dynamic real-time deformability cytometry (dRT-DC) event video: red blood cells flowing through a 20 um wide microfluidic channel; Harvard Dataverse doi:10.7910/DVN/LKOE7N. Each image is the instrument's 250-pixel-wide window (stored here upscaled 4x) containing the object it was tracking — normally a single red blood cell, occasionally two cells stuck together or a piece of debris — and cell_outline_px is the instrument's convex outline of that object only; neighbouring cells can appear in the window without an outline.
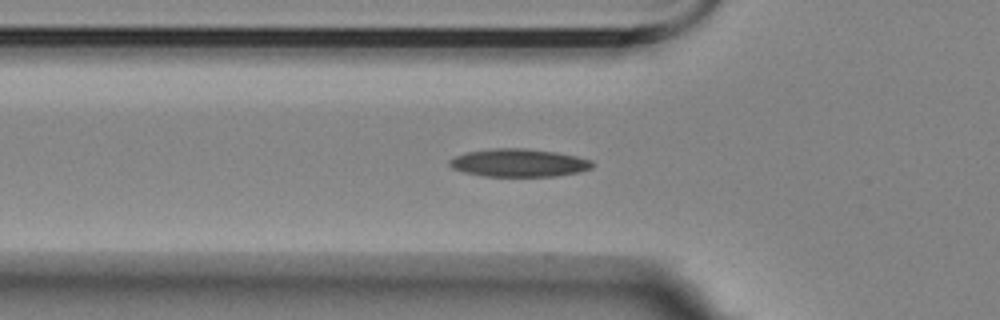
{"species": "Egyptian fruit bat (a non-hibernating species)", "species_latin": "Rousettus aegyptiacus", "temperature_condition": "room temperature", "stored_images_in_passage": 2, "camera_frame_rate_fps": 3000, "um_per_image_px": 0.085, "animal": {"sex": "female"}, "frame": {"image": 1, "passage_image": 2, "time_ms": 1.0, "image_size_px": [1000, 320], "cell_outline_px": [[592, 168], [580, 172], [556, 176], [484, 176], [464, 172], [452, 168], [448, 164], [448, 160], [456, 156], [468, 152], [496, 148], [524, 148], [556, 152], [576, 156], [592, 160]], "centroid_in_image_um": [44.11, 13.84], "position_along_channel_um": 81.7, "area_um2": 23.18}}